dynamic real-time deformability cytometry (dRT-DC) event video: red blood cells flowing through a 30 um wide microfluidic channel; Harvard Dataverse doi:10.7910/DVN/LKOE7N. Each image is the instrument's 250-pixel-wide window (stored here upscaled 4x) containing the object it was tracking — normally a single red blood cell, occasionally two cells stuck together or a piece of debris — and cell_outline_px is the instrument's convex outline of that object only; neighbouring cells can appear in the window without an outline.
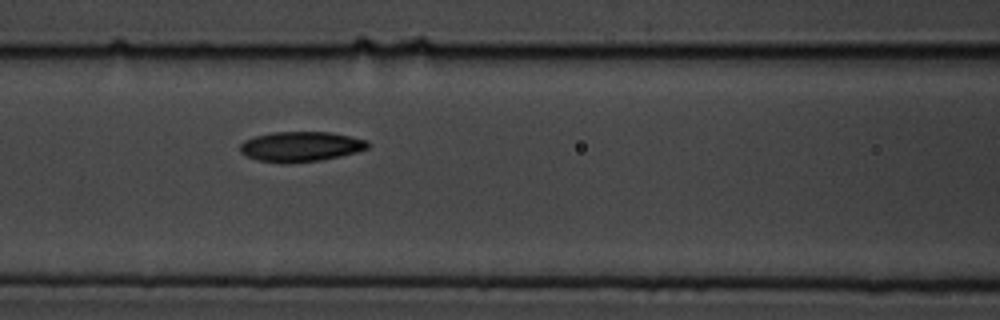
{"species": "common noctule bat (a hibernating species)", "species_latin": "Nyctalus noctula", "temperature_condition": "cold", "stored_images_in_passage": 9, "camera_frame_rate_fps": 3000, "um_per_image_px": 0.085, "animal": {"sex": "male", "body_mass_g": 19.5, "forearm_length_mm": 54.6}, "frame": {"image": 1, "passage_image": 9, "time_ms": 2.667, "image_size_px": [1000, 320], "cell_outline_px": [[368, 148], [356, 152], [340, 156], [320, 160], [256, 160], [240, 152], [240, 144], [244, 140], [252, 136], [272, 132], [328, 132], [368, 140]], "centroid_in_image_um": [25.56, 12.41], "position_along_channel_um": 141.0, "area_um2": 21.5}}